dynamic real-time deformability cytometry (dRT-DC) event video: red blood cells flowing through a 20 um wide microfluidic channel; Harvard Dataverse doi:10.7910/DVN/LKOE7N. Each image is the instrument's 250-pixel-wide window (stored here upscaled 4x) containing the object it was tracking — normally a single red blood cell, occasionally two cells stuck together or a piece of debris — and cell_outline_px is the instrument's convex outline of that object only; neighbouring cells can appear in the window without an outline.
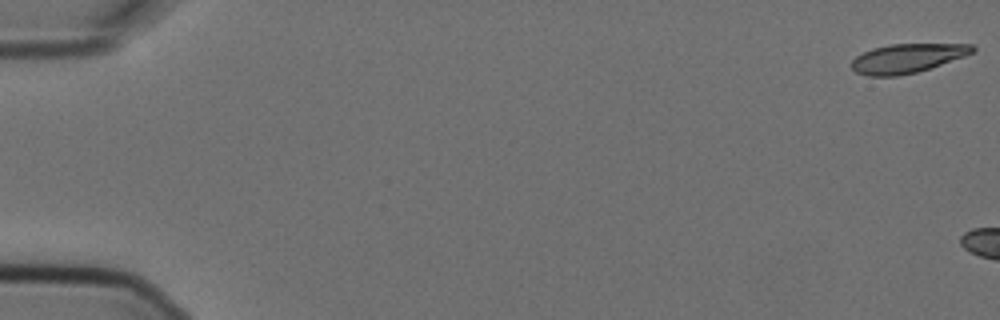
{"species": "Egyptian fruit bat (a non-hibernating species)", "species_latin": "Rousettus aegyptiacus", "temperature_condition": "cold", "stored_images_in_passage": 3, "camera_frame_rate_fps": 3000, "um_per_image_px": 0.085, "animal": {"sex": "female"}, "frame": {"image": 1, "passage_image": 1, "time_ms": 0.0, "image_size_px": [1000, 320], "cell_outline_px": [[976, 52], [916, 72], [896, 76], [868, 76], [856, 72], [852, 68], [852, 60], [856, 56], [872, 48], [892, 44], [972, 44], [976, 48]], "centroid_in_image_um": [77.11, 4.95], "position_along_channel_um": 7.9, "area_um2": 20.29}}